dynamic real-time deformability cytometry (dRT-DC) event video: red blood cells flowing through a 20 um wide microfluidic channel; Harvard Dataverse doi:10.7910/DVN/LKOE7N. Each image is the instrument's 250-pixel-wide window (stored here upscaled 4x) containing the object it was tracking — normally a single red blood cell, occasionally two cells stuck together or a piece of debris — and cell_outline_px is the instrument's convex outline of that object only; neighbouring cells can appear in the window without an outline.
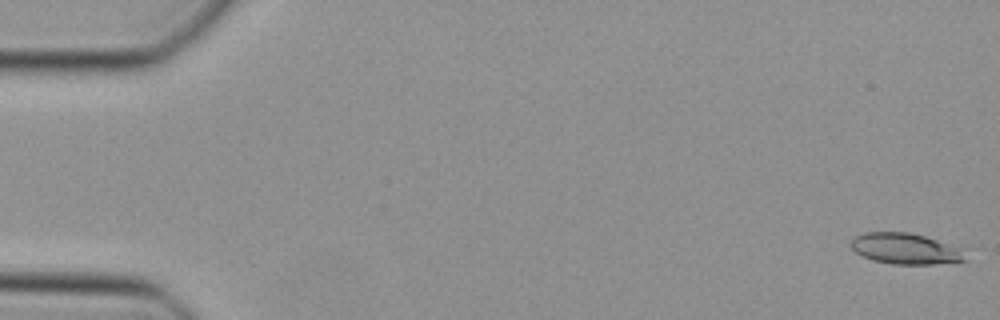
{"species": "Egyptian fruit bat (a non-hibernating species)", "species_latin": "Rousettus aegyptiacus", "temperature_condition": "cold", "stored_images_in_passage": 27, "camera_frame_rate_fps": 3000, "um_per_image_px": 0.085, "animal": {"sex": "female"}, "frame": {"image": 1, "passage_image": 1, "time_ms": 0.0, "image_size_px": [1000, 320], "cell_outline_px": [[968, 260], [932, 264], [892, 264], [872, 260], [856, 252], [848, 244], [856, 236], [864, 232], [908, 232], [924, 236], [936, 240], [956, 248]], "centroid_in_image_um": [76.86, 21.14], "position_along_channel_um": 8.1, "area_um2": 20.11}}
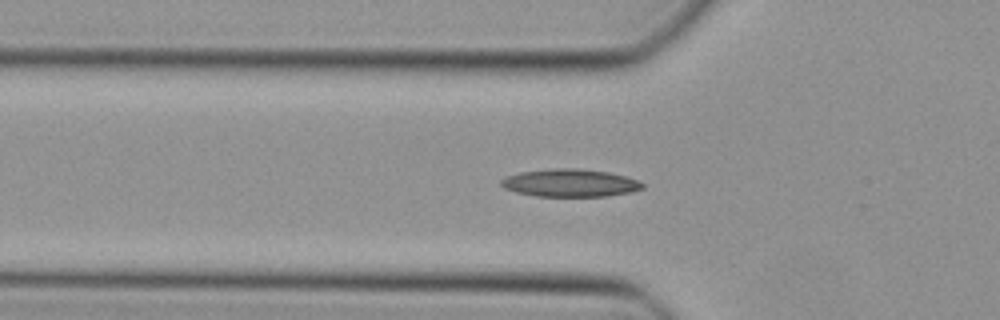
{"frame": {"image": 2, "passage_image": 16, "time_ms": 5.0, "image_size_px": [1000, 320], "cell_outline_px": [[644, 188], [632, 192], [608, 196], [536, 196], [516, 192], [504, 188], [500, 184], [500, 180], [508, 176], [520, 172], [552, 168], [580, 168], [608, 172], [624, 176], [636, 180], [644, 184]], "centroid_in_image_um": [48.46, 15.55], "position_along_channel_um": 77.3, "area_um2": 22.83}}
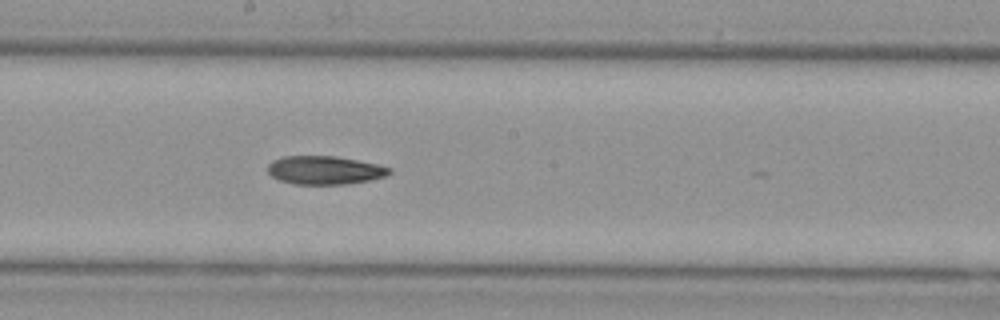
{"frame": {"image": 3, "passage_image": 26, "time_ms": 8.333, "image_size_px": [1000, 320], "cell_outline_px": [[392, 172], [384, 176], [368, 180], [348, 184], [296, 184], [280, 180], [272, 176], [268, 172], [268, 164], [272, 160], [284, 156], [336, 156], [376, 164], [392, 168]], "centroid_in_image_um": [27.58, 14.46], "position_along_channel_um": 220.6, "area_um2": 20.0}}